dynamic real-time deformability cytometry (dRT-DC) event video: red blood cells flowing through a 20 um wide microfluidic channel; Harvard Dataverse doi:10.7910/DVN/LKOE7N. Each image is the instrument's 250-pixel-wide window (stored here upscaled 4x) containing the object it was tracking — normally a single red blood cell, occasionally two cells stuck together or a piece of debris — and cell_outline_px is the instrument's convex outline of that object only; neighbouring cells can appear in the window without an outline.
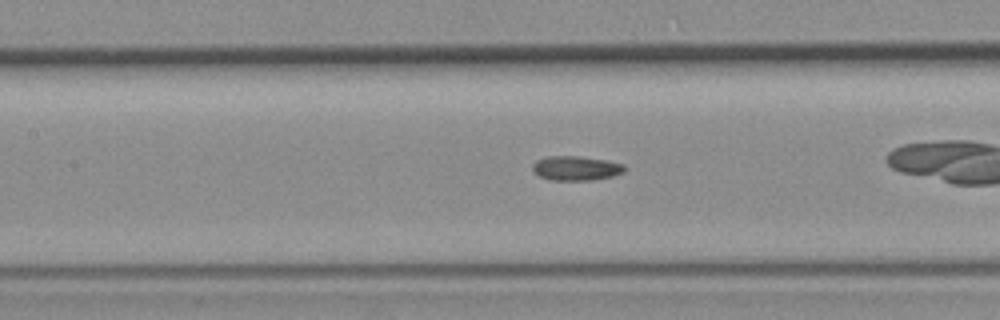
{"species": "common noctule bat (a hibernating species)", "species_latin": "Nyctalus noctula", "temperature_condition": "room temperature", "stored_images_in_passage": 7, "camera_frame_rate_fps": 3000, "um_per_image_px": 0.085, "animal": {"sex": "female", "body_mass_g": 19.3, "forearm_length_mm": 54.1}, "frame": {"image": 1, "passage_image": 6, "time_ms": 1.667, "image_size_px": [1000, 320], "cell_outline_px": [[628, 168], [624, 172], [612, 176], [592, 180], [548, 180], [540, 176], [532, 168], [532, 164], [536, 160], [548, 156], [580, 156], [608, 160], [624, 164]], "centroid_in_image_um": [49.0, 14.29], "position_along_channel_um": 158.4, "area_um2": 13.24}}